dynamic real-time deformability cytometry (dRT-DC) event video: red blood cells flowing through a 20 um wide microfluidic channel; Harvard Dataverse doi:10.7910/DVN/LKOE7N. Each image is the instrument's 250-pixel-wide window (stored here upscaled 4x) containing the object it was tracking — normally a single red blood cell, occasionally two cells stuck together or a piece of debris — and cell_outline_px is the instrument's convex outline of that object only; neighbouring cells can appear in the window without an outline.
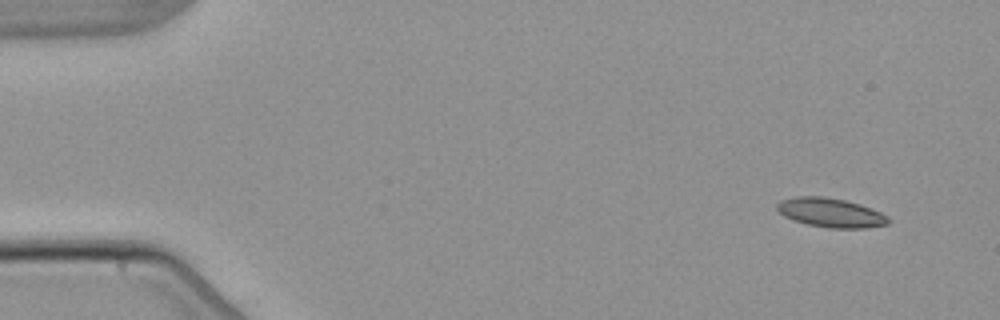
{"species": "common noctule bat (a hibernating species)", "species_latin": "Nyctalus noctula", "temperature_condition": "warm", "stored_images_in_passage": 5, "camera_frame_rate_fps": 3000, "um_per_image_px": 0.085, "animal": {"sex": "male", "body_mass_g": 21.5, "forearm_length_mm": 52.0}, "frame": {"image": 1, "passage_image": 1, "time_ms": 0.0, "image_size_px": [1000, 320], "cell_outline_px": [[892, 220], [888, 224], [864, 228], [828, 228], [808, 224], [792, 220], [784, 216], [776, 208], [776, 204], [780, 200], [796, 196], [824, 196], [844, 200], [860, 204], [880, 212], [888, 216]], "centroid_in_image_um": [70.6, 18.07], "position_along_channel_um": 14.4, "area_um2": 19.02}}
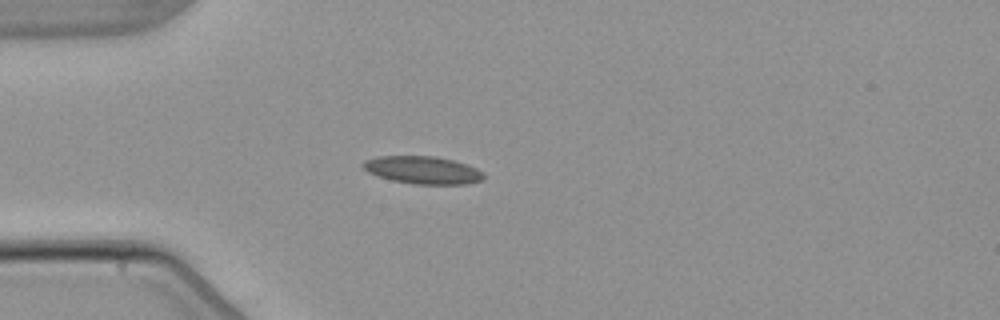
{"frame": {"image": 2, "passage_image": 4, "time_ms": 3.667, "image_size_px": [1000, 320], "cell_outline_px": [[484, 176], [480, 180], [468, 184], [416, 184], [392, 180], [368, 172], [360, 164], [364, 160], [376, 156], [436, 156], [468, 164], [484, 172]], "centroid_in_image_um": [35.93, 14.44], "position_along_channel_um": 49.1, "area_um2": 19.42}}